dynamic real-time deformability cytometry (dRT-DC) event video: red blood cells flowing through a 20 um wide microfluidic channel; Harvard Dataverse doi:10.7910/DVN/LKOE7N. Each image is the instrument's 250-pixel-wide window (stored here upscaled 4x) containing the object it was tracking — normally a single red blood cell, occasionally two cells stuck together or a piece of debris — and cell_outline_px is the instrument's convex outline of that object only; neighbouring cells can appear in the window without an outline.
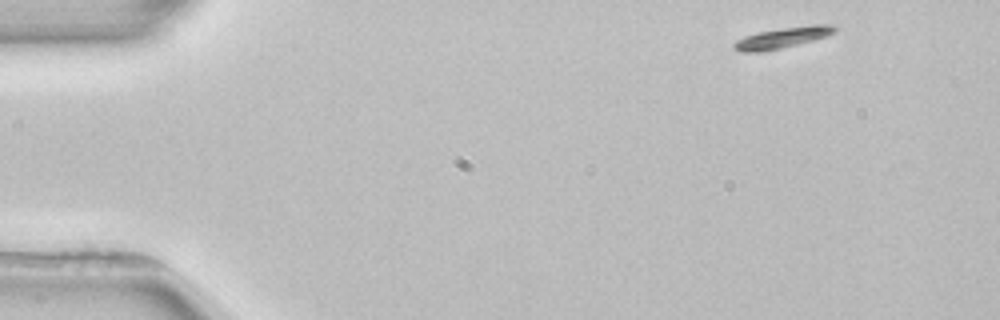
{"species": "common noctule bat (a hibernating species)", "species_latin": "Nyctalus noctula", "temperature_condition": "room temperature", "stored_images_in_passage": 2, "camera_frame_rate_fps": 3000, "um_per_image_px": 0.085, "animal": {"sex": "female", "body_mass_g": 22.7, "forearm_length_mm": 54.2}, "frame": {"image": 1, "passage_image": 1, "time_ms": 0.0, "image_size_px": [1000, 320], "cell_outline_px": [[836, 32], [812, 40], [764, 52], [740, 52], [732, 48], [732, 44], [736, 40], [744, 36], [756, 32], [812, 24], [832, 24], [836, 28]], "centroid_in_image_um": [66.44, 3.21], "position_along_channel_um": 18.6, "area_um2": 12.2}}